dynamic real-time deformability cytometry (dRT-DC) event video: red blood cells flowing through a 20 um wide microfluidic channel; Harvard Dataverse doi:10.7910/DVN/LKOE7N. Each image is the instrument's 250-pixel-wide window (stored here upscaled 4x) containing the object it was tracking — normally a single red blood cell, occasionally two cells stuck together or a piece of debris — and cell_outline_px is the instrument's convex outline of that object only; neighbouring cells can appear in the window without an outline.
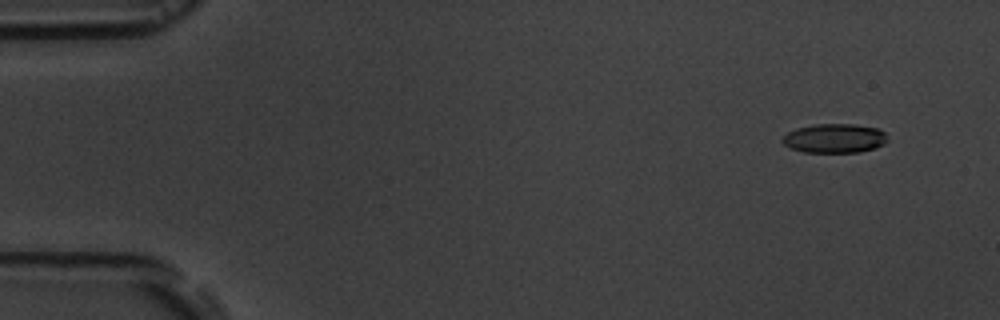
{"species": "common noctule bat (a hibernating species)", "species_latin": "Nyctalus noctula", "temperature_condition": "room temperature", "stored_images_in_passage": 11, "camera_frame_rate_fps": 3000, "um_per_image_px": 0.085, "animal": {"sex": "male", "body_mass_g": 19.5, "forearm_length_mm": 54.6}, "frame": {"image": 1, "passage_image": 2, "time_ms": 1.0, "image_size_px": [1000, 320], "cell_outline_px": [[888, 140], [884, 144], [860, 152], [804, 152], [792, 148], [784, 144], [780, 140], [788, 132], [796, 128], [816, 124], [856, 124], [876, 128], [884, 132]], "centroid_in_image_um": [70.93, 11.75], "position_along_channel_um": 14.1, "area_um2": 17.74}}
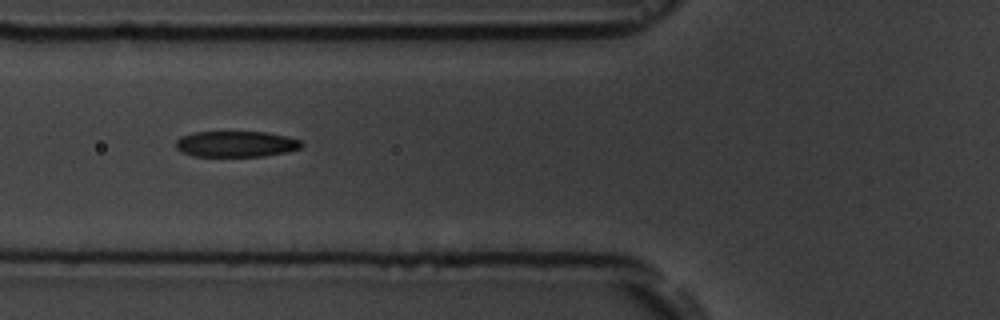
{"frame": {"image": 2, "passage_image": 6, "time_ms": 6.667, "image_size_px": [1000, 320], "cell_outline_px": [[304, 144], [300, 148], [288, 152], [264, 156], [192, 156], [180, 152], [176, 148], [176, 140], [180, 136], [192, 132], [264, 132], [284, 136], [300, 140]], "centroid_in_image_um": [20.02, 12.24], "position_along_channel_um": 105.8, "area_um2": 19.07}}
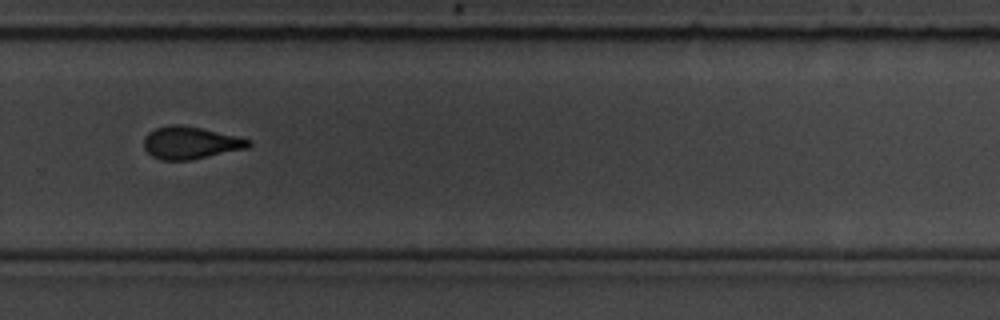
{"frame": {"image": 3, "passage_image": 11, "time_ms": 12.333, "image_size_px": [1000, 320], "cell_outline_px": [[252, 144], [248, 148], [192, 160], [160, 160], [152, 156], [144, 148], [144, 136], [148, 132], [156, 128], [172, 124], [180, 124], [200, 128], [252, 140]], "centroid_in_image_um": [16.17, 12.15], "position_along_channel_um": 313.6, "area_um2": 19.77}}